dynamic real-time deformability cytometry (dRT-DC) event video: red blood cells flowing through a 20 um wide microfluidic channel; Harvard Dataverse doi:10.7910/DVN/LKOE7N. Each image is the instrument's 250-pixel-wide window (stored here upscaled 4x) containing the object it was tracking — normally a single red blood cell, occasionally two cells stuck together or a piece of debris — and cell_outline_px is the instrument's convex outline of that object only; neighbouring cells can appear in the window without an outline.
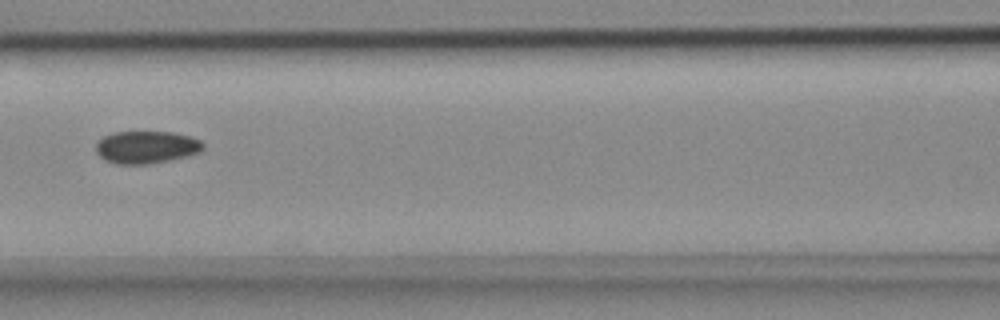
{"species": "common noctule bat (a hibernating species)", "species_latin": "Nyctalus noctula", "temperature_condition": "cold", "stored_images_in_passage": 7, "camera_frame_rate_fps": 3000, "um_per_image_px": 0.085, "animal": {"sex": "female", "body_mass_g": 18.4}, "frame": {"image": 1, "passage_image": 5, "time_ms": 1.333, "image_size_px": [1000, 320], "cell_outline_px": [[204, 148], [200, 152], [172, 160], [148, 164], [116, 164], [104, 160], [96, 152], [96, 144], [104, 136], [112, 132], [176, 132], [200, 140], [204, 144]], "centroid_in_image_um": [12.45, 12.51], "position_along_channel_um": 154.2, "area_um2": 20.4}}
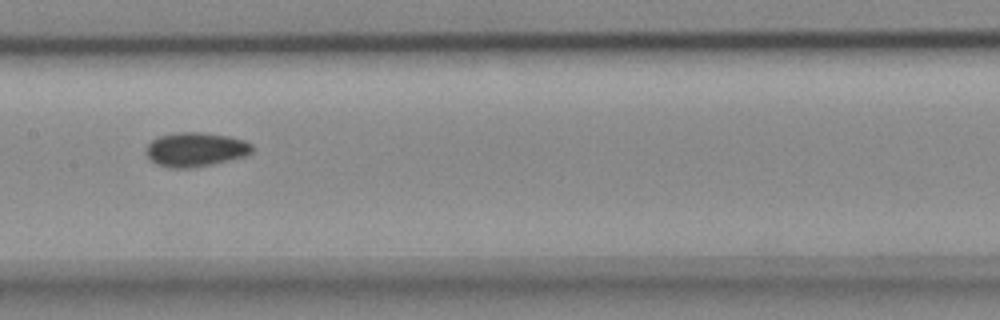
{"frame": {"image": 2, "passage_image": 6, "time_ms": 1.667, "image_size_px": [1000, 320], "cell_outline_px": [[252, 152], [248, 156], [192, 168], [172, 168], [156, 164], [144, 152], [148, 144], [156, 136], [176, 132], [204, 132], [228, 136], [244, 140], [252, 144]], "centroid_in_image_um": [16.62, 12.7], "position_along_channel_um": 190.8, "area_um2": 21.33}}
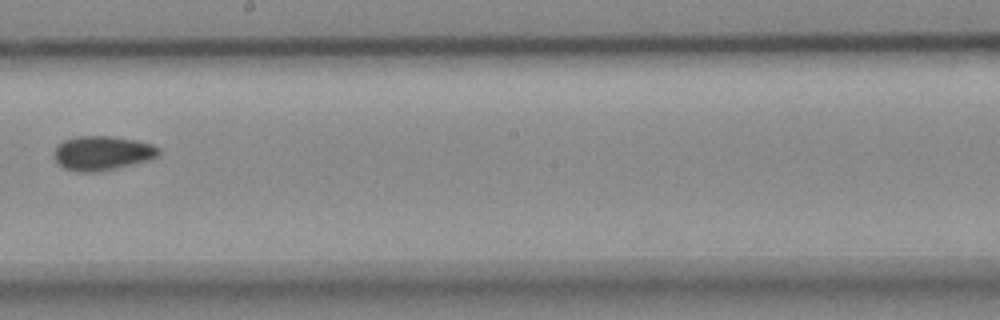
{"frame": {"image": 3, "passage_image": 7, "time_ms": 2.0, "image_size_px": [1000, 320], "cell_outline_px": [[160, 156], [152, 160], [116, 168], [96, 172], [76, 172], [64, 168], [52, 156], [52, 152], [56, 144], [64, 140], [76, 136], [112, 136], [136, 140], [152, 144], [160, 148]], "centroid_in_image_um": [8.69, 13.01], "position_along_channel_um": 239.5, "area_um2": 21.39}}